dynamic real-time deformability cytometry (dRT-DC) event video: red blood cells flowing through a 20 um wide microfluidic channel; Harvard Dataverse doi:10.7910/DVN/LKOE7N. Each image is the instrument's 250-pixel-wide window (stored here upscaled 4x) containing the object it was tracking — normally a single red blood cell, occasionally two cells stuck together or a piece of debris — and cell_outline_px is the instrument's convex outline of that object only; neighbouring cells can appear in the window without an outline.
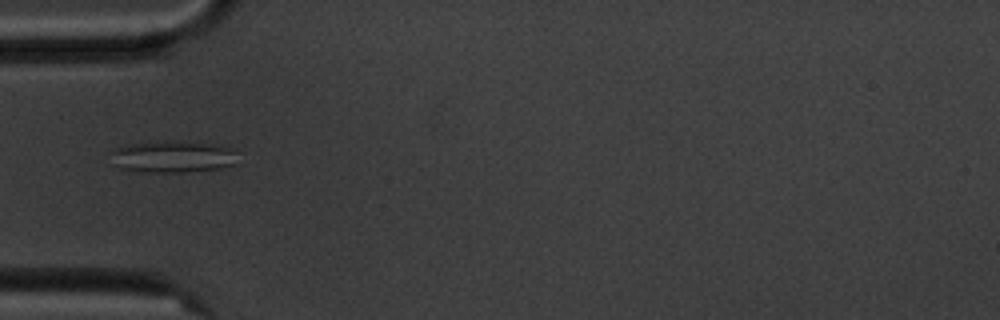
{"species": "common noctule bat (a hibernating species)", "species_latin": "Nyctalus noctula", "temperature_condition": "cold", "stored_images_in_passage": 3, "camera_frame_rate_fps": 3000, "um_per_image_px": 0.085, "animal": {"sex": "male", "body_mass_g": 20.1, "forearm_length_mm": 53.5}, "frame": {"image": 1, "passage_image": 1, "time_ms": 0.0, "image_size_px": [1000, 320], "cell_outline_px": [[236, 164], [220, 168], [184, 172], [136, 172], [120, 168], [112, 164], [108, 152], [116, 148], [128, 144], [156, 140], [172, 140], [204, 144], [228, 148], [236, 152]], "centroid_in_image_um": [14.55, 13.32], "position_along_channel_um": 70.4, "area_um2": 23.81}}
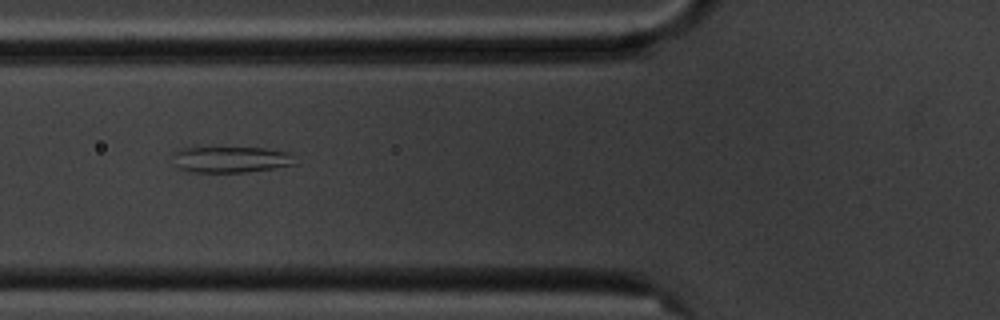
{"frame": {"image": 2, "passage_image": 2, "time_ms": 1.0, "image_size_px": [1000, 320], "cell_outline_px": [[296, 164], [272, 168], [244, 172], [192, 172], [176, 168], [172, 152], [176, 148], [196, 144], [200, 144], [264, 148], [288, 152]], "centroid_in_image_um": [19.43, 13.48], "position_along_channel_um": 106.4, "area_um2": 19.83}}